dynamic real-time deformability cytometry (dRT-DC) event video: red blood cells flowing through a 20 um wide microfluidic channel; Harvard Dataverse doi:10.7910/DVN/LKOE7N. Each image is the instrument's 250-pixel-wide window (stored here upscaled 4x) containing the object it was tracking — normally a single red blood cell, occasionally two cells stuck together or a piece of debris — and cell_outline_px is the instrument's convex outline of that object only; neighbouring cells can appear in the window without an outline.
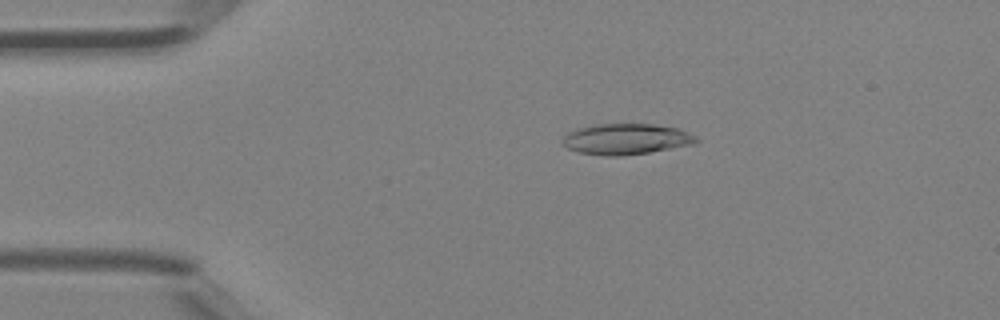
{"species": "Egyptian fruit bat (a non-hibernating species)", "species_latin": "Rousettus aegyptiacus", "temperature_condition": "room temperature", "stored_images_in_passage": 5, "camera_frame_rate_fps": 3000, "um_per_image_px": 0.085, "animal": {"sex": "female"}, "frame": {"image": 1, "passage_image": 3, "time_ms": 0.667, "image_size_px": [1000, 320], "cell_outline_px": [[700, 140], [692, 144], [648, 152], [616, 156], [608, 156], [580, 152], [568, 148], [564, 144], [564, 136], [568, 132], [592, 124], [652, 124], [676, 128], [688, 132], [696, 136]], "centroid_in_image_um": [53.23, 11.81], "position_along_channel_um": 31.8, "area_um2": 23.58}}
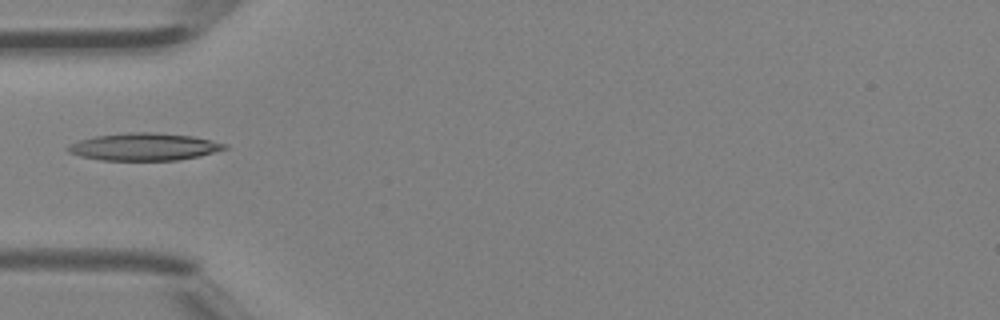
{"frame": {"image": 2, "passage_image": 4, "time_ms": 1.0, "image_size_px": [1000, 320], "cell_outline_px": [[228, 148], [200, 156], [180, 160], [100, 160], [80, 156], [68, 152], [64, 148], [80, 140], [96, 136], [128, 132], [156, 132], [192, 136], [212, 140], [228, 144]], "centroid_in_image_um": [12.27, 12.48], "position_along_channel_um": 72.7, "area_um2": 25.09}}
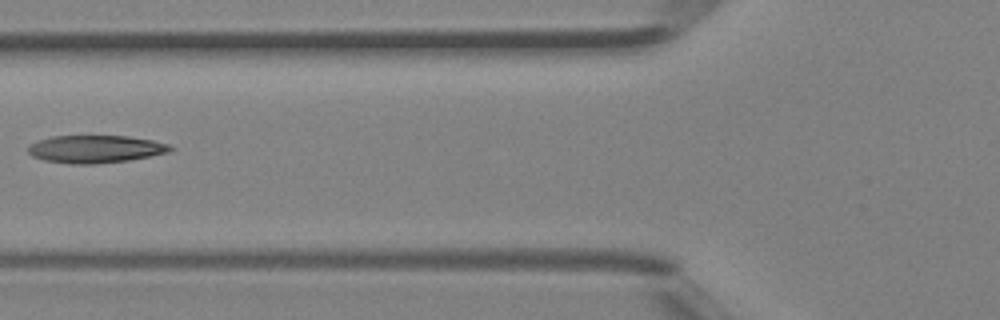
{"frame": {"image": 3, "passage_image": 5, "time_ms": 1.333, "image_size_px": [1000, 320], "cell_outline_px": [[172, 148], [168, 152], [128, 160], [92, 164], [72, 164], [44, 160], [32, 156], [28, 152], [28, 144], [52, 136], [128, 136], [152, 140], [168, 144]], "centroid_in_image_um": [8.06, 12.66], "position_along_channel_um": 117.7, "area_um2": 22.66}}